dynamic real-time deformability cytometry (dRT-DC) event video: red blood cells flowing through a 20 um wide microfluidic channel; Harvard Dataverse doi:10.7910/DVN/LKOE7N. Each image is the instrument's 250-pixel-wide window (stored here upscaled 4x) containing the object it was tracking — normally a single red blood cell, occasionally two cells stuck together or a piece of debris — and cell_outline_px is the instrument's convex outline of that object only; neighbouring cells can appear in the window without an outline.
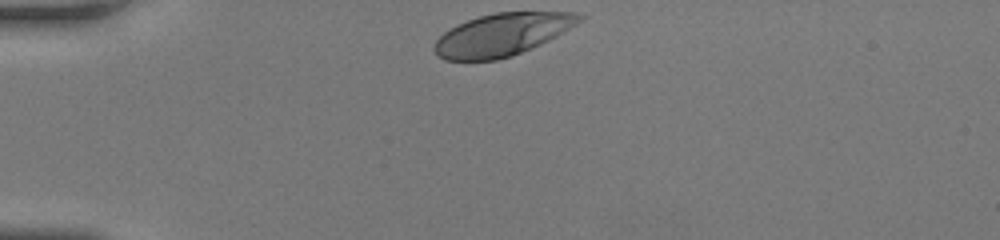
{"species": "human", "species_latin": "Homo sapiens", "temperature_condition": "room temperature", "stored_images_in_passage": 29, "camera_frame_rate_fps": 3000, "um_per_image_px": 0.085, "donor": {"sex": "female"}, "frame": {"image": 1, "passage_image": 1, "time_ms": 0.0, "image_size_px": [1000, 240], "cell_outline_px": [[584, 20], [556, 36], [532, 48], [512, 56], [496, 60], [444, 60], [436, 56], [432, 48], [436, 40], [444, 32], [456, 24], [480, 16], [496, 12], [572, 12], [584, 16]], "centroid_in_image_um": [42.65, 2.95], "position_along_channel_um": 42.3, "area_um2": 35.89}}
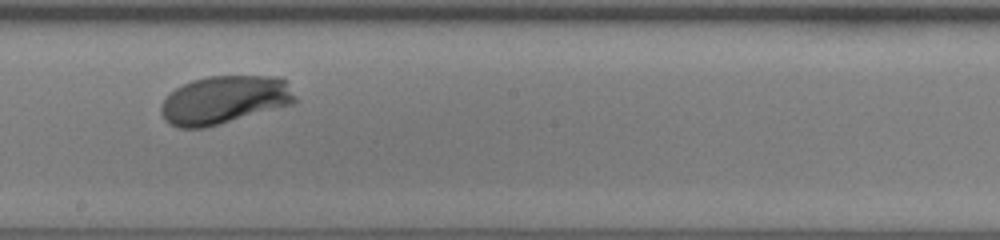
{"frame": {"image": 2, "passage_image": 17, "time_ms": 5.333, "image_size_px": [1000, 240], "cell_outline_px": [[296, 104], [220, 124], [204, 128], [180, 128], [168, 124], [164, 120], [160, 112], [160, 104], [176, 88], [192, 80], [208, 76], [272, 76], [284, 80], [296, 96]], "centroid_in_image_um": [19.07, 8.51], "position_along_channel_um": 229.1, "area_um2": 37.8}}
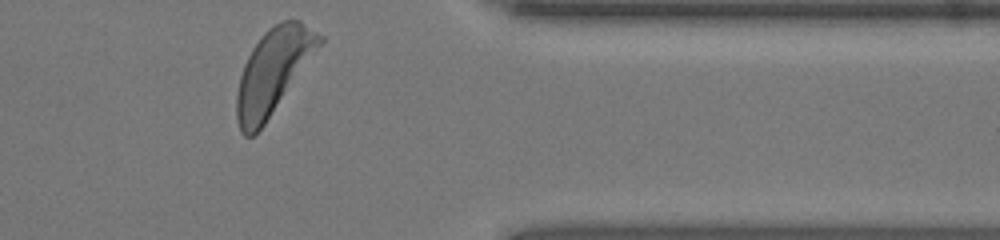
{"frame": {"image": 3, "passage_image": 29, "time_ms": 9.333, "image_size_px": [1000, 240], "cell_outline_px": [[324, 40], [264, 124], [252, 136], [244, 136], [240, 132], [236, 120], [236, 96], [240, 76], [244, 64], [252, 48], [260, 36], [268, 28], [280, 20], [300, 20], [324, 36]], "centroid_in_image_um": [23.2, 6.04], "position_along_channel_um": 388.2, "area_um2": 40.34}, "authors_computed_cell_mechanics": {"area_um2": 37.3388, "velocity_mm_per_s": 4.2606, "shape_relaxation_time_tau1_ms": 1.2982, "shape_relaxation_time_tau2_ms": null, "deformation_change_tau1": 0.1367, "deformation_change_tau2": null}}